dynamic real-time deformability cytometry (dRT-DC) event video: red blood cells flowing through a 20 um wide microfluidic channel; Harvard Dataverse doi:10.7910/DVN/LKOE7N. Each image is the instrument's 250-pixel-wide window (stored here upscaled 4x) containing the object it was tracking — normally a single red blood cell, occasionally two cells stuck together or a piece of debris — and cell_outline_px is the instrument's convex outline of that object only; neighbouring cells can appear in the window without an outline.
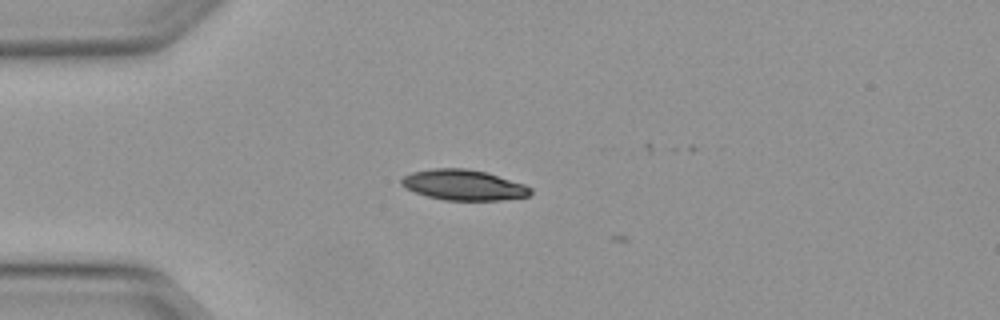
{"species": "Egyptian fruit bat (a non-hibernating species)", "species_latin": "Rousettus aegyptiacus", "temperature_condition": "warm", "stored_images_in_passage": 2, "camera_frame_rate_fps": 3000, "um_per_image_px": 0.085, "animal": {"sex": "female"}, "frame": {"image": 1, "passage_image": 1, "time_ms": 0.0, "image_size_px": [1000, 320], "cell_outline_px": [[532, 192], [528, 196], [500, 200], [444, 200], [428, 196], [404, 188], [400, 184], [400, 180], [404, 176], [412, 172], [432, 168], [464, 168], [484, 172], [524, 184], [532, 188]], "centroid_in_image_um": [39.37, 15.72], "position_along_channel_um": 45.6, "area_um2": 22.77}}